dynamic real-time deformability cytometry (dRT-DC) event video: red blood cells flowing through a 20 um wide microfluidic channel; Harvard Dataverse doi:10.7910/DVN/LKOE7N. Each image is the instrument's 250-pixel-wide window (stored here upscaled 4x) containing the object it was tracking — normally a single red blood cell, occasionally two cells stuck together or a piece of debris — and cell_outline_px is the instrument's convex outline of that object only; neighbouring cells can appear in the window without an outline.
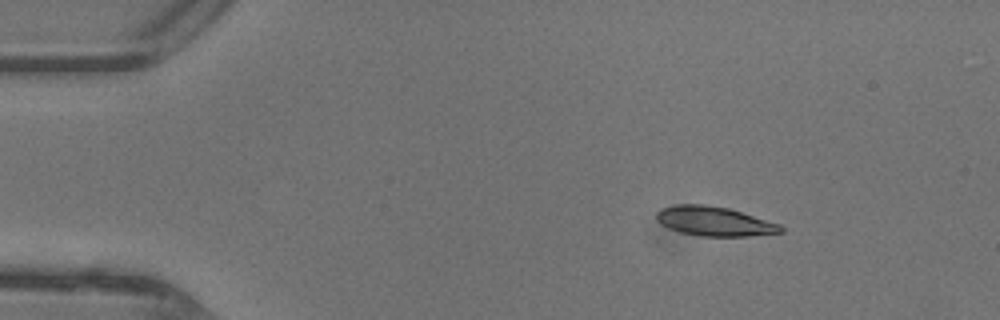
{"species": "common noctule bat (a hibernating species)", "species_latin": "Nyctalus noctula", "temperature_condition": "warm", "stored_images_in_passage": 41, "camera_frame_rate_fps": 3000, "um_per_image_px": 0.085, "animal": {"sex": "female"}, "frame": {"image": 1, "passage_image": 1, "time_ms": 0.0, "image_size_px": [1000, 320], "cell_outline_px": [[784, 232], [748, 236], [704, 236], [680, 232], [668, 228], [660, 224], [656, 220], [656, 212], [660, 208], [676, 204], [704, 204], [728, 208], [780, 224], [784, 228]], "centroid_in_image_um": [60.68, 18.8], "position_along_channel_um": 24.3, "area_um2": 21.33}}
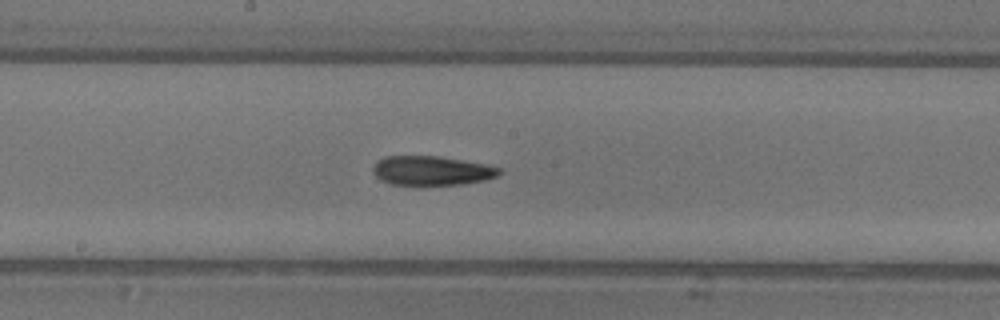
{"frame": {"image": 2, "passage_image": 19, "time_ms": 6.0, "image_size_px": [1000, 320], "cell_outline_px": [[500, 172], [496, 176], [484, 180], [460, 184], [420, 188], [392, 184], [380, 180], [372, 172], [372, 168], [376, 160], [384, 156], [440, 156], [488, 164], [500, 168]], "centroid_in_image_um": [36.63, 14.54], "position_along_channel_um": 211.6, "area_um2": 22.48}}
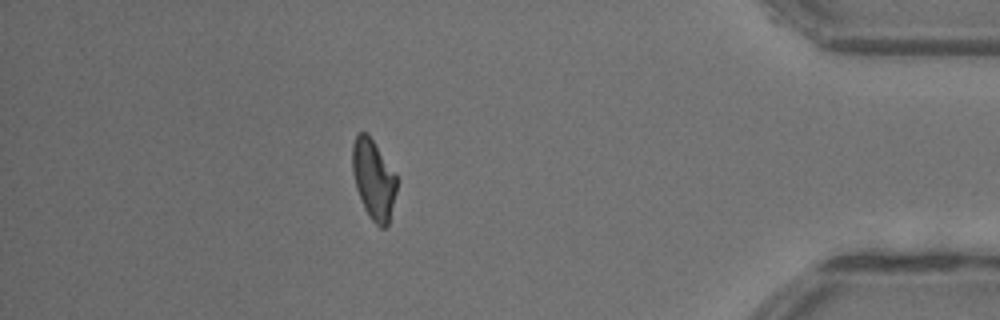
{"frame": {"image": 3, "passage_image": 35, "time_ms": 11.333, "image_size_px": [1000, 320], "cell_outline_px": [[396, 192], [388, 224], [384, 228], [380, 228], [368, 216], [364, 208], [356, 188], [352, 172], [352, 144], [356, 136], [360, 132], [368, 132], [396, 172]], "centroid_in_image_um": [31.75, 15.21], "position_along_channel_um": 403.5, "area_um2": 20.87}, "authors_computed_cell_mechanics": {"area_um2": 21.3282, "velocity_mm_per_s": 4.4458, "shape_relaxation_time_tau1_ms": 10.3895, "shape_relaxation_time_tau2_ms": 3.3409, "deformation_change_tau1": 0.2734, "deformation_change_tau2": 0.1244}}